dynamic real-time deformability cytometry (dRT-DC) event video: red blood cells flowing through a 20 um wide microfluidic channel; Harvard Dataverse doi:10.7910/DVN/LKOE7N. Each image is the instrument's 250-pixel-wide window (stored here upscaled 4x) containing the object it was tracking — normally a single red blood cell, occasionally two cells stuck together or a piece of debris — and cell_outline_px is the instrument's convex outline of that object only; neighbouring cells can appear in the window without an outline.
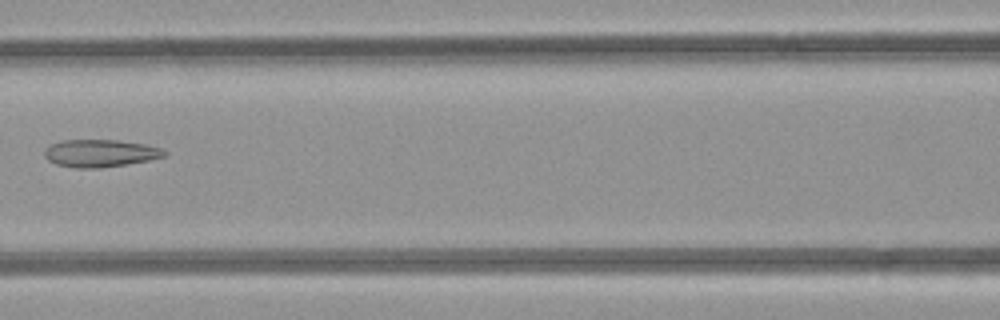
{"species": "common noctule bat (a hibernating species)", "species_latin": "Nyctalus noctula", "temperature_condition": "room temperature", "stored_images_in_passage": 4, "camera_frame_rate_fps": 3000, "um_per_image_px": 0.085, "animal": {"sex": "female", "body_mass_g": 21.9}, "frame": {"image": 1, "passage_image": 4, "time_ms": 4.333, "image_size_px": [1000, 320], "cell_outline_px": [[168, 152], [164, 156], [148, 160], [128, 164], [100, 168], [76, 168], [56, 164], [48, 160], [44, 156], [44, 148], [60, 140], [116, 140], [148, 144], [160, 148]], "centroid_in_image_um": [8.5, 13.02], "position_along_channel_um": 158.1, "area_um2": 19.31}}